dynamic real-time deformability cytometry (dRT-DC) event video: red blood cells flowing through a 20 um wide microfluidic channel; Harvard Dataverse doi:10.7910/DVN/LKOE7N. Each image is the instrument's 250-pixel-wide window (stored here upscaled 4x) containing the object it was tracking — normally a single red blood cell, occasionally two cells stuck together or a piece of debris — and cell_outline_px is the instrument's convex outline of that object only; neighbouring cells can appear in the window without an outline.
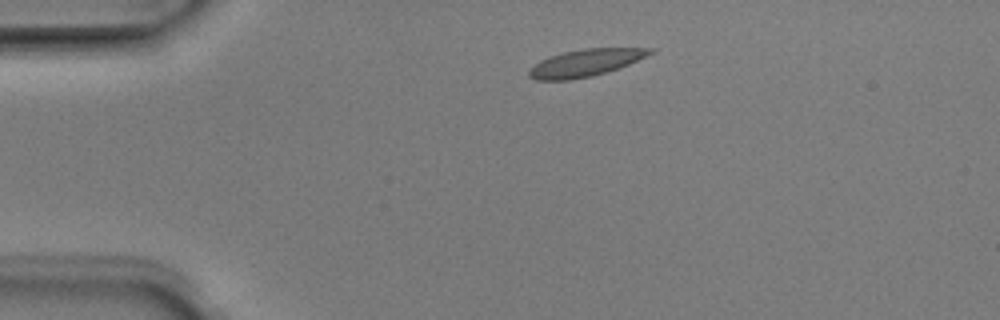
{"species": "Egyptian fruit bat (a non-hibernating species)", "species_latin": "Rousettus aegyptiacus", "temperature_condition": "room temperature", "stored_images_in_passage": 3, "camera_frame_rate_fps": 3000, "um_per_image_px": 0.085, "animal": {"sex": "male"}, "frame": {"image": 1, "passage_image": 2, "time_ms": 0.333, "image_size_px": [1000, 320], "cell_outline_px": [[656, 52], [628, 64], [592, 76], [568, 80], [536, 80], [528, 76], [528, 72], [540, 60], [548, 56], [564, 52], [584, 48], [656, 48]], "centroid_in_image_um": [49.77, 5.33], "position_along_channel_um": 35.2, "area_um2": 18.96}}